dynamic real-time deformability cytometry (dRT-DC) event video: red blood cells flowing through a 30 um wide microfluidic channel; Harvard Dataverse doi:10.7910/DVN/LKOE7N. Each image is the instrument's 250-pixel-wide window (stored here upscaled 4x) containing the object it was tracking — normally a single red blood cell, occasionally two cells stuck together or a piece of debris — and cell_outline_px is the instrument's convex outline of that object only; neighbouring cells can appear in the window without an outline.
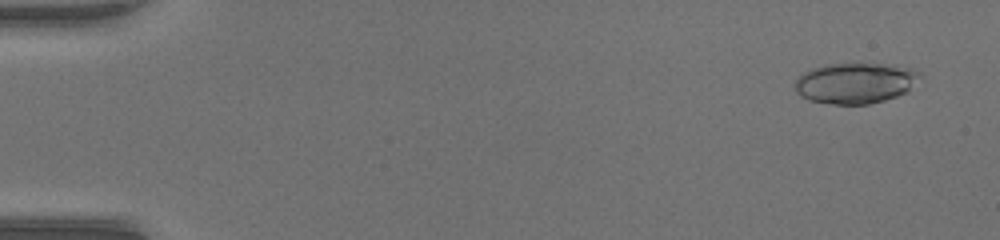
{"species": "common noctule bat (a hibernating species)", "species_latin": "Nyctalus noctula", "temperature_condition": "warm", "stored_images_in_passage": 51, "camera_frame_rate_fps": 3000, "um_per_image_px": 0.085, "animal": {"sex": "female", "body_mass_g": 17.0, "forearm_length_mm": 48.0}, "frame": {"image": 1, "passage_image": 3, "time_ms": 0.667, "image_size_px": [1000, 240], "cell_outline_px": [[924, 76], [908, 92], [884, 100], [868, 104], [836, 104], [808, 100], [800, 96], [796, 92], [796, 80], [804, 72], [812, 68], [828, 64], [860, 60], [912, 68], [920, 72]], "centroid_in_image_um": [72.77, 7.01], "position_along_channel_um": 12.2, "area_um2": 30.58}}
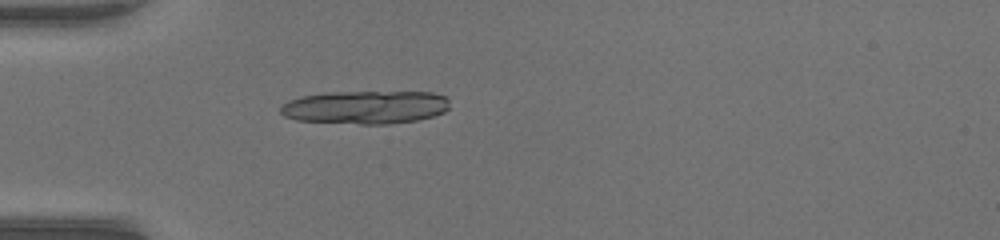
{"frame": {"image": 2, "passage_image": 16, "time_ms": 5.0, "image_size_px": [1000, 240], "cell_outline_px": [[448, 108], [444, 112], [432, 116], [416, 120], [388, 124], [360, 124], [296, 120], [284, 116], [280, 112], [280, 108], [288, 100], [300, 96], [328, 92], [432, 92], [448, 96]], "centroid_in_image_um": [31.06, 9.11], "position_along_channel_um": 53.9, "area_um2": 32.89}}